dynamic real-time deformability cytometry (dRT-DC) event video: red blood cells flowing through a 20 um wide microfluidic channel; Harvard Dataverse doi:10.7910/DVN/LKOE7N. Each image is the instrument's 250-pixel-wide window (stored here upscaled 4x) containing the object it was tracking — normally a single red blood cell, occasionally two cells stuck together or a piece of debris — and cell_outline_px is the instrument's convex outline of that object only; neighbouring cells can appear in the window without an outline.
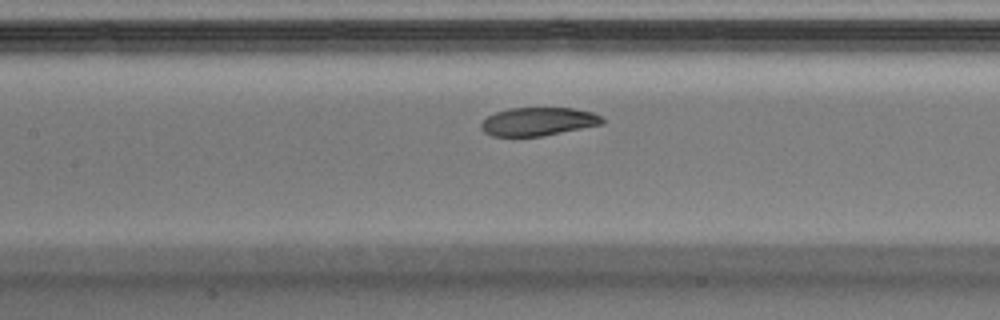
{"species": "Egyptian fruit bat (a non-hibernating species)", "species_latin": "Rousettus aegyptiacus", "temperature_condition": "warm", "stored_images_in_passage": 37, "camera_frame_rate_fps": 3000, "um_per_image_px": 0.085, "animal": {"sex": "male"}, "frame": {"image": 1, "passage_image": 16, "time_ms": 5.0, "image_size_px": [1000, 320], "cell_outline_px": [[604, 124], [540, 136], [492, 136], [484, 132], [480, 128], [480, 124], [488, 116], [496, 112], [508, 108], [572, 108], [592, 112], [600, 116], [604, 120]], "centroid_in_image_um": [45.73, 10.33], "position_along_channel_um": 161.7, "area_um2": 19.88}, "authors_computed_cell_mechanics": {"area_um2": 21.675, "velocity_mm_per_s": 4.059, "shape_relaxation_time_tau1_ms": 2.8245, "shape_relaxation_time_tau2_ms": 4.9089, "deformation_change_tau1": 0.1078, "deformation_change_tau2": 0.114}}